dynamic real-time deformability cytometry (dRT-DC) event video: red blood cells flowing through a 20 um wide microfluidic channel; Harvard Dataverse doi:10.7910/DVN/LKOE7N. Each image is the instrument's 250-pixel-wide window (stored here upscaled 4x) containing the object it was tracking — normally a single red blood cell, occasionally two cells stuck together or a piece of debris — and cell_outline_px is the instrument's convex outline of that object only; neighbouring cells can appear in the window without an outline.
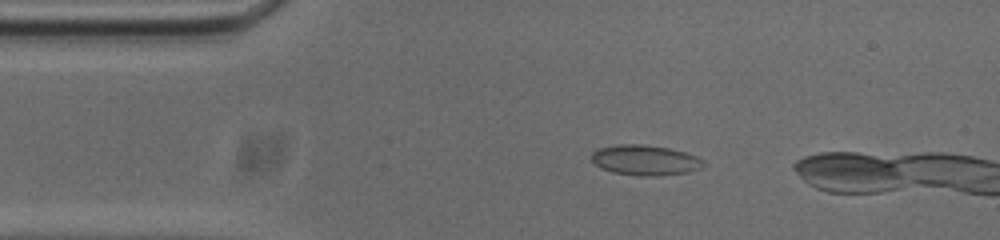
{"species": "common noctule bat (a hibernating species)", "species_latin": "Nyctalus noctula", "temperature_condition": "cold", "stored_images_in_passage": 42, "camera_frame_rate_fps": 3000, "um_per_image_px": 0.085, "animal": {"sex": "male", "body_mass_g": 20.0, "forearm_length_mm": 53.3}, "frame": {"image": 1, "passage_image": 8, "time_ms": 2.333, "image_size_px": [1000, 240], "cell_outline_px": [[704, 164], [700, 168], [688, 172], [656, 176], [640, 176], [612, 172], [600, 168], [592, 160], [592, 152], [596, 148], [620, 144], [644, 144], [668, 148], [684, 152], [696, 156], [704, 160]], "centroid_in_image_um": [54.81, 13.61], "position_along_channel_um": 30.2, "area_um2": 19.77}}
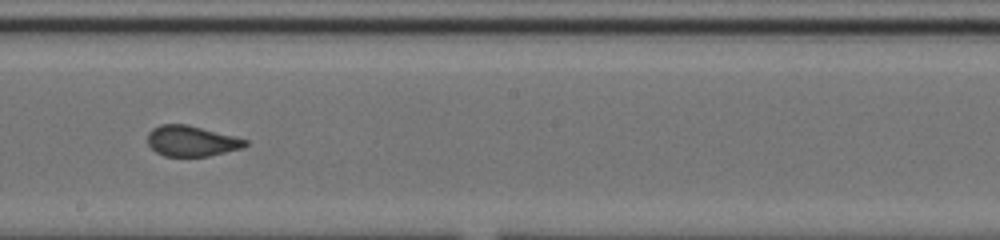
{"frame": {"image": 2, "passage_image": 27, "time_ms": 8.667, "image_size_px": [1000, 240], "cell_outline_px": [[248, 144], [244, 148], [208, 156], [164, 156], [156, 152], [148, 144], [148, 132], [152, 128], [160, 124], [188, 124], [248, 140]], "centroid_in_image_um": [16.28, 11.98], "position_along_channel_um": 231.9, "area_um2": 17.46}}
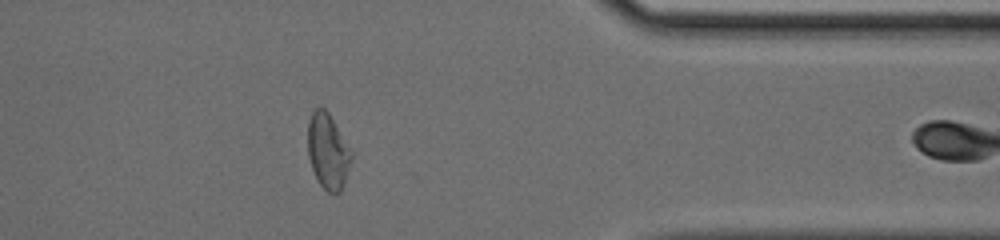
{"frame": {"image": 3, "passage_image": 41, "time_ms": 13.333, "image_size_px": [1000, 240], "cell_outline_px": [[352, 156], [344, 184], [340, 192], [328, 192], [316, 180], [308, 156], [308, 120], [312, 112], [316, 108], [324, 108], [328, 112], [352, 152]], "centroid_in_image_um": [27.85, 12.86], "position_along_channel_um": 383.5, "area_um2": 18.9}}